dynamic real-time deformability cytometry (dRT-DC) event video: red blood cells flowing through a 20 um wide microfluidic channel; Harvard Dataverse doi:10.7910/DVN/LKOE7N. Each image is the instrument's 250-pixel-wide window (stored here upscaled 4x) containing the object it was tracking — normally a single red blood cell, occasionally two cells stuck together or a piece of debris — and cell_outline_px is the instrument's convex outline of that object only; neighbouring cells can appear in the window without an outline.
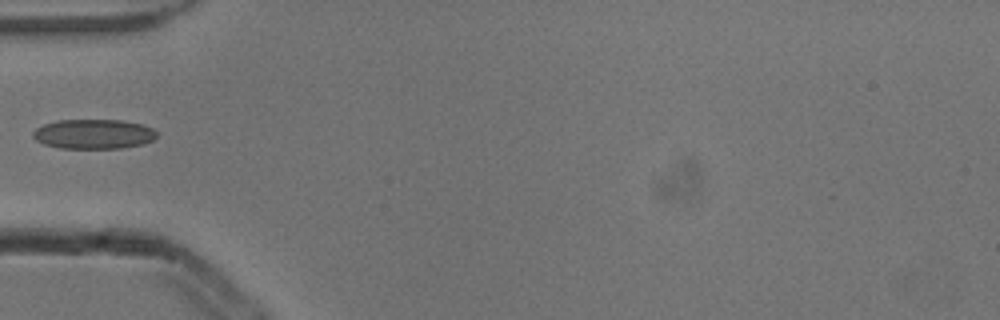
{"species": "common noctule bat (a hibernating species)", "species_latin": "Nyctalus noctula", "temperature_condition": "cold", "stored_images_in_passage": 3, "camera_frame_rate_fps": 3000, "um_per_image_px": 0.085, "animal": {"sex": "male", "body_mass_g": 13.3}, "frame": {"image": 1, "passage_image": 2, "time_ms": 0.333, "image_size_px": [1000, 320], "cell_outline_px": [[156, 136], [152, 140], [144, 144], [124, 148], [60, 148], [44, 144], [36, 140], [32, 136], [32, 132], [36, 128], [44, 124], [56, 120], [124, 120], [144, 124], [152, 128], [156, 132]], "centroid_in_image_um": [7.96, 11.39], "position_along_channel_um": 77.0, "area_um2": 21.56}}
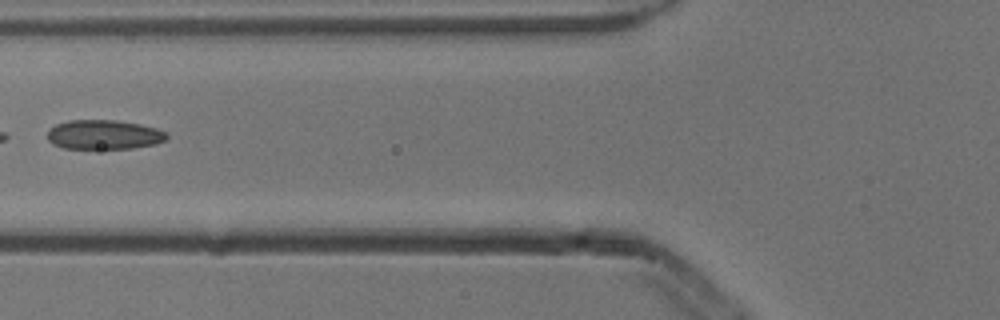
{"frame": {"image": 2, "passage_image": 3, "time_ms": 0.667, "image_size_px": [1000, 320], "cell_outline_px": [[168, 136], [164, 140], [156, 144], [132, 148], [64, 148], [52, 144], [48, 140], [48, 132], [56, 124], [68, 120], [116, 120], [140, 124], [156, 128], [168, 132]], "centroid_in_image_um": [8.85, 11.44], "position_along_channel_um": 116.9, "area_um2": 20.4}}